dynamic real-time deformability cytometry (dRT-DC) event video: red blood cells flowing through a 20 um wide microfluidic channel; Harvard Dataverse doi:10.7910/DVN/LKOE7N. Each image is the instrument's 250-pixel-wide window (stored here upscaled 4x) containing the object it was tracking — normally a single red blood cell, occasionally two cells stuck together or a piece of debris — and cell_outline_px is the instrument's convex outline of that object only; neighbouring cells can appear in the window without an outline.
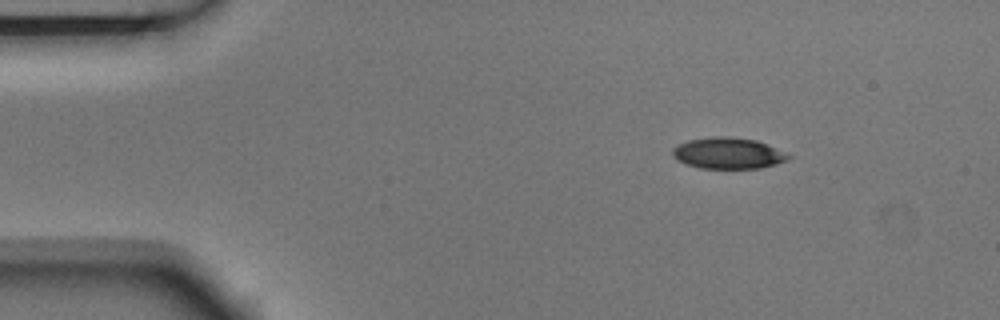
{"species": "Egyptian fruit bat (a non-hibernating species)", "species_latin": "Rousettus aegyptiacus", "temperature_condition": "room temperature", "stored_images_in_passage": 4, "camera_frame_rate_fps": 3000, "um_per_image_px": 0.085, "animal": {"sex": "male"}, "frame": {"image": 1, "passage_image": 1, "time_ms": 0.0, "image_size_px": [1000, 320], "cell_outline_px": [[792, 156], [788, 160], [776, 164], [760, 168], [700, 168], [684, 164], [676, 160], [672, 156], [672, 148], [688, 140], [712, 136], [732, 136], [756, 140], [768, 144]], "centroid_in_image_um": [61.87, 13.02], "position_along_channel_um": 23.1, "area_um2": 21.27}}
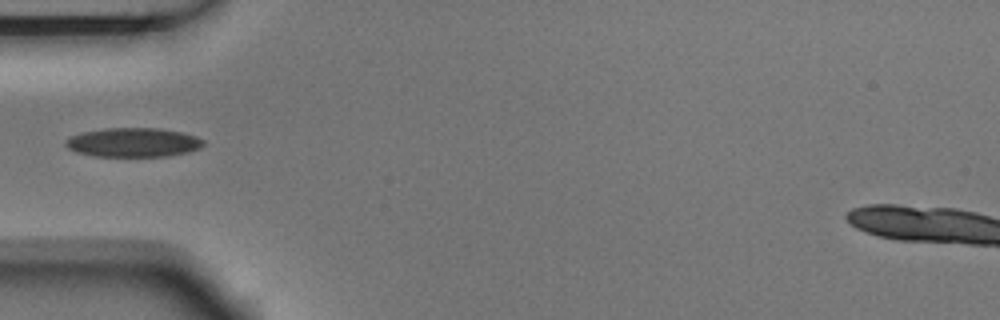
{"frame": {"image": 2, "passage_image": 4, "time_ms": 1.0, "image_size_px": [1000, 320], "cell_outline_px": [[204, 144], [200, 148], [188, 152], [168, 156], [92, 156], [76, 152], [68, 148], [64, 144], [64, 140], [72, 136], [84, 132], [104, 128], [160, 128], [180, 132], [196, 136], [204, 140]], "centroid_in_image_um": [11.32, 12.11], "position_along_channel_um": 73.7, "area_um2": 23.41}}